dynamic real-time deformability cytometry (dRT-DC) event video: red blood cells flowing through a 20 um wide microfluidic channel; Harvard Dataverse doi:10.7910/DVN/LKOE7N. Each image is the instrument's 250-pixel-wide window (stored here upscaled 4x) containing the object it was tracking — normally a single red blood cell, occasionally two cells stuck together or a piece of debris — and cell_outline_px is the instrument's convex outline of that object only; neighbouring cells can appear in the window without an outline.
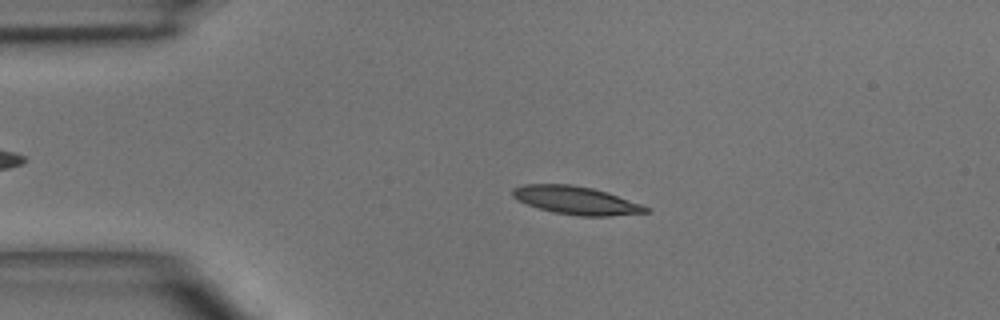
{"species": "common noctule bat (a hibernating species)", "species_latin": "Nyctalus noctula", "temperature_condition": "room temperature", "stored_images_in_passage": 4, "camera_frame_rate_fps": 3000, "um_per_image_px": 0.085, "animal": {"sex": "male", "body_mass_g": 15.6}, "frame": {"image": 1, "passage_image": 2, "time_ms": 1.0, "image_size_px": [1000, 320], "cell_outline_px": [[652, 212], [608, 216], [580, 216], [552, 212], [528, 204], [512, 196], [512, 188], [524, 184], [572, 184], [592, 188], [608, 192], [652, 208]], "centroid_in_image_um": [49.02, 17.03], "position_along_channel_um": 36.0, "area_um2": 21.85}}